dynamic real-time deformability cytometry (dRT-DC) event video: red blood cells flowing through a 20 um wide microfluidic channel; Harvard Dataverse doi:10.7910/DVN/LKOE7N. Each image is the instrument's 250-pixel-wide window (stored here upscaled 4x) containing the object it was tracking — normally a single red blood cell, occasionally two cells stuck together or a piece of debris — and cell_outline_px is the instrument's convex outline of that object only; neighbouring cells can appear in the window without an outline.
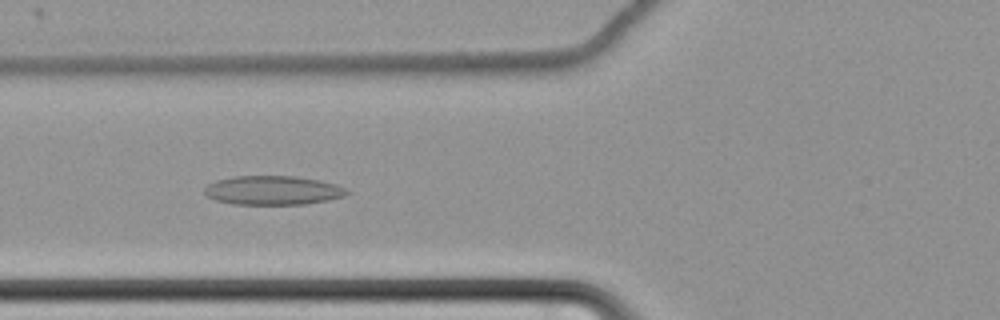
{"species": "common noctule bat (a hibernating species)", "species_latin": "Nyctalus noctula", "temperature_condition": "cold", "stored_images_in_passage": 64, "camera_frame_rate_fps": 3000, "um_per_image_px": 0.085, "animal": {"sex": "female", "body_mass_g": 22.7, "forearm_length_mm": 54.2}, "frame": {"image": 1, "passage_image": 28, "time_ms": 9.0, "image_size_px": [1000, 320], "cell_outline_px": [[352, 192], [344, 196], [328, 200], [304, 204], [232, 204], [216, 200], [208, 196], [204, 192], [204, 188], [208, 184], [216, 180], [236, 176], [296, 176], [320, 180], [336, 184], [348, 188]], "centroid_in_image_um": [23.24, 16.17], "position_along_channel_um": 102.6, "area_um2": 24.22}}
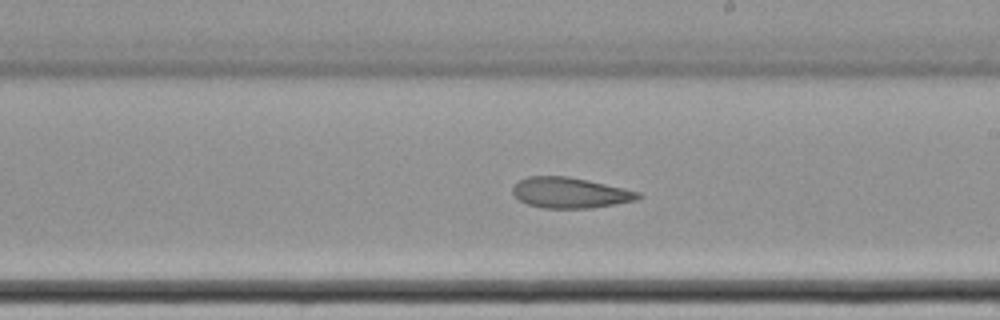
{"frame": {"image": 2, "passage_image": 40, "time_ms": 13.0, "image_size_px": [1000, 320], "cell_outline_px": [[644, 196], [636, 200], [616, 204], [592, 208], [544, 208], [528, 204], [520, 200], [512, 192], [512, 188], [520, 180], [528, 176], [568, 176], [588, 180], [640, 192]], "centroid_in_image_um": [48.48, 16.38], "position_along_channel_um": 240.5, "area_um2": 22.31}}
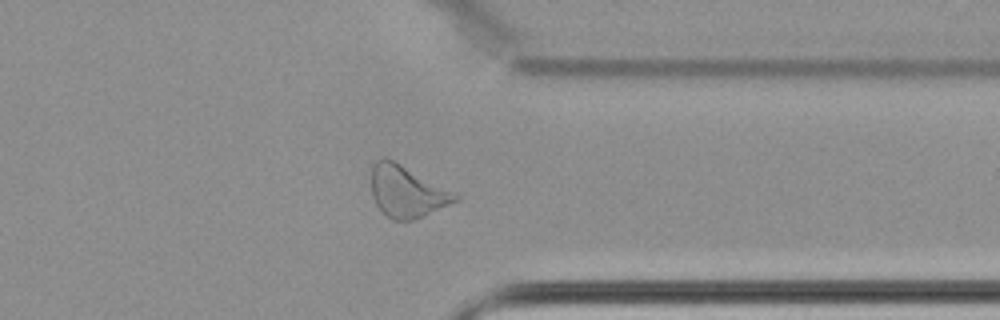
{"frame": {"image": 3, "passage_image": 52, "time_ms": 17.0, "image_size_px": [1000, 320], "cell_outline_px": [[460, 196], [456, 200], [424, 216], [412, 220], [392, 220], [376, 204], [372, 196], [372, 164], [376, 160], [384, 156], [400, 164]], "centroid_in_image_um": [34.52, 16.28], "position_along_channel_um": 376.9, "area_um2": 24.45}, "authors_computed_cell_mechanics": {"area_um2": 26.7614, "velocity_mm_per_s": 3.4505, "shape_relaxation_time_tau1_ms": null, "shape_relaxation_time_tau2_ms": 6.8907, "deformation_change_tau1": null, "deformation_change_tau2": 0.1548}}